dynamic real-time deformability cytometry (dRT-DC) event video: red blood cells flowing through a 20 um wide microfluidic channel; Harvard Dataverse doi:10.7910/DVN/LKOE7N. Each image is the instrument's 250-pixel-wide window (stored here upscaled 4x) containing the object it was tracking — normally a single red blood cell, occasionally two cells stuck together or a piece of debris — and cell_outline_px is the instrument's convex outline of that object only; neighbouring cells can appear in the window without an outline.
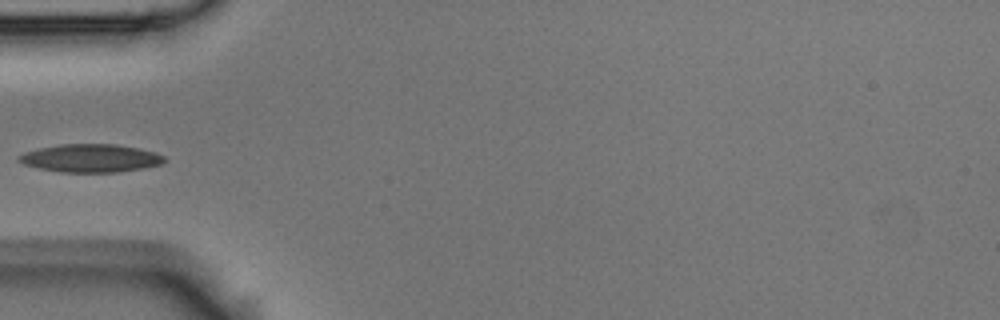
{"species": "Egyptian fruit bat (a non-hibernating species)", "species_latin": "Rousettus aegyptiacus", "temperature_condition": "room temperature", "stored_images_in_passage": 5, "camera_frame_rate_fps": 3000, "um_per_image_px": 0.085, "animal": {"sex": "male"}, "frame": {"image": 1, "passage_image": 5, "time_ms": 1.333, "image_size_px": [1000, 320], "cell_outline_px": [[168, 160], [160, 164], [144, 168], [120, 172], [60, 172], [40, 168], [24, 164], [16, 160], [16, 156], [24, 152], [40, 148], [60, 144], [116, 144], [156, 152], [164, 156]], "centroid_in_image_um": [7.7, 13.44], "position_along_channel_um": 77.3, "area_um2": 23.87}}